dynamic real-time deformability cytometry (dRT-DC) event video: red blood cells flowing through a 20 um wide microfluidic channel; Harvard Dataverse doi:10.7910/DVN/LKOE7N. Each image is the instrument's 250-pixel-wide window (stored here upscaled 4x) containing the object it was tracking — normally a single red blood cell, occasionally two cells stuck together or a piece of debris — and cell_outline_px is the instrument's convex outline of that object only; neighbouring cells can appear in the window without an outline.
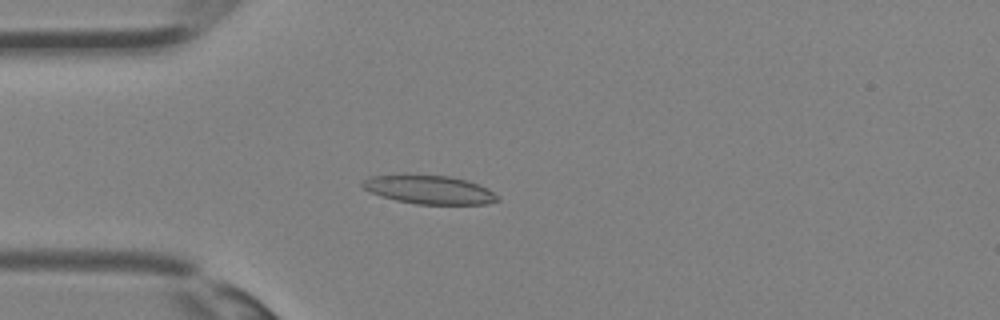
{"species": "Egyptian fruit bat (a non-hibernating species)", "species_latin": "Rousettus aegyptiacus", "temperature_condition": "room temperature", "stored_images_in_passage": 31, "camera_frame_rate_fps": 3000, "um_per_image_px": 0.085, "animal": {"sex": "female"}, "frame": {"image": 1, "passage_image": 5, "time_ms": 1.333, "image_size_px": [1000, 320], "cell_outline_px": [[500, 200], [488, 204], [416, 204], [396, 200], [372, 192], [364, 188], [360, 184], [368, 176], [452, 176], [468, 180], [488, 188], [500, 196]], "centroid_in_image_um": [36.59, 16.14], "position_along_channel_um": 48.4, "area_um2": 22.14}}
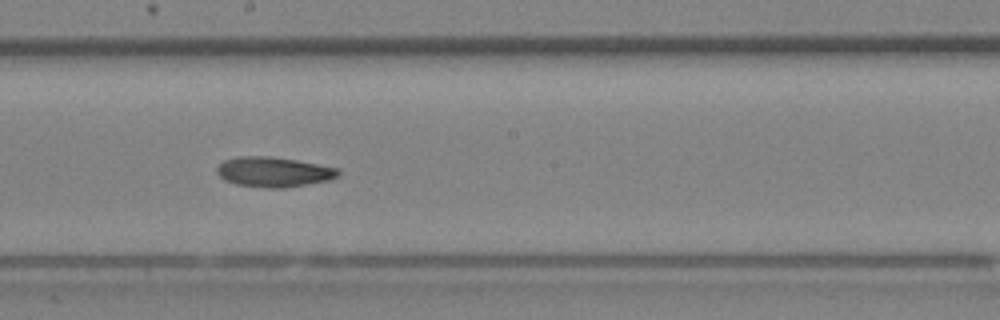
{"frame": {"image": 2, "passage_image": 15, "time_ms": 4.667, "image_size_px": [1000, 320], "cell_outline_px": [[340, 176], [328, 180], [280, 188], [264, 188], [236, 184], [224, 180], [216, 172], [216, 168], [224, 160], [240, 156], [272, 156], [296, 160], [340, 168]], "centroid_in_image_um": [23.26, 14.6], "position_along_channel_um": 224.9, "area_um2": 21.21}}
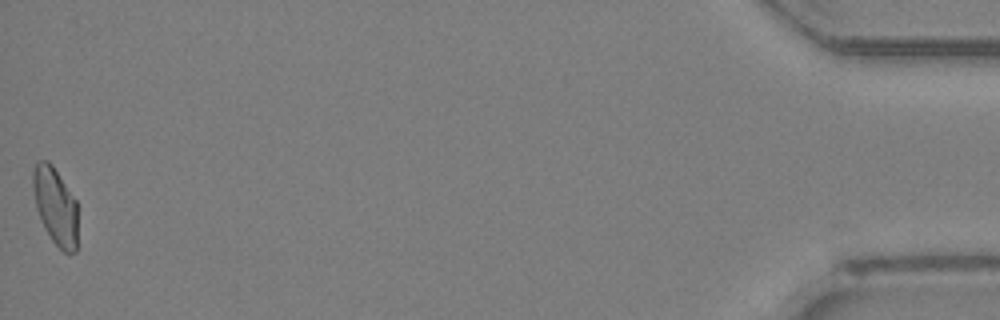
{"frame": {"image": 3, "passage_image": 31, "time_ms": 10.0, "image_size_px": [1000, 320], "cell_outline_px": [[76, 252], [68, 256], [52, 240], [44, 228], [36, 208], [32, 188], [32, 172], [36, 160], [48, 160], [52, 164], [76, 200]], "centroid_in_image_um": [4.68, 17.5], "position_along_channel_um": 430.5, "area_um2": 20.29}}